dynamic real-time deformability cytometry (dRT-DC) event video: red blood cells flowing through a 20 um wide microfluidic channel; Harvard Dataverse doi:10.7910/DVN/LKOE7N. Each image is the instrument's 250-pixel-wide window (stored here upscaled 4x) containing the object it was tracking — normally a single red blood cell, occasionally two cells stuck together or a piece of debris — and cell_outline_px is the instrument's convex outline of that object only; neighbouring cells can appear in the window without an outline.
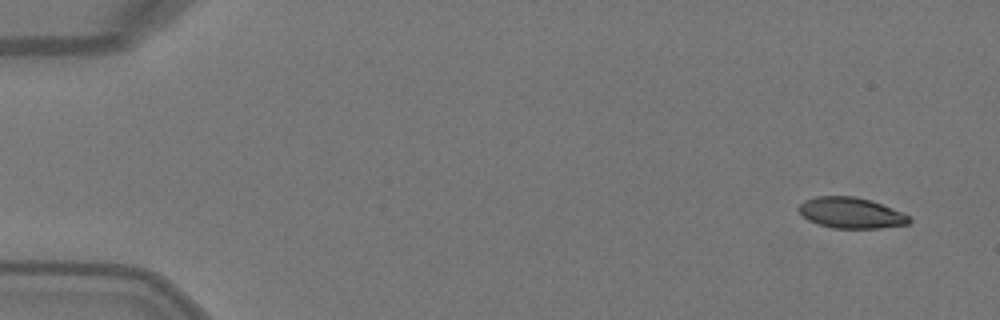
{"species": "Egyptian fruit bat (a non-hibernating species)", "species_latin": "Rousettus aegyptiacus", "temperature_condition": "warm", "stored_images_in_passage": 5, "camera_frame_rate_fps": 3000, "um_per_image_px": 0.085, "animal": {"sex": "female"}, "frame": {"image": 1, "passage_image": 1, "time_ms": 0.0, "image_size_px": [1000, 320], "cell_outline_px": [[912, 220], [908, 224], [880, 228], [832, 228], [808, 220], [796, 208], [804, 200], [816, 196], [856, 196], [872, 200], [912, 216]], "centroid_in_image_um": [72.36, 18.08], "position_along_channel_um": 12.6, "area_um2": 20.0}}
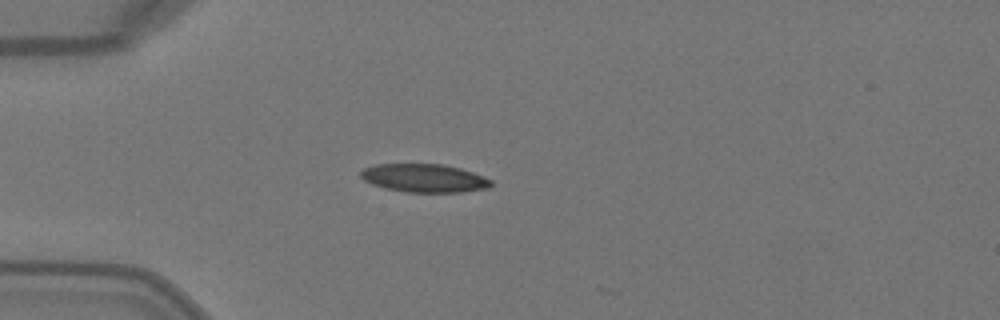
{"frame": {"image": 2, "passage_image": 4, "time_ms": 1.0, "image_size_px": [1000, 320], "cell_outline_px": [[492, 184], [488, 188], [460, 192], [404, 192], [384, 188], [372, 184], [364, 180], [360, 176], [360, 172], [364, 168], [376, 164], [444, 164], [460, 168], [484, 176], [492, 180]], "centroid_in_image_um": [36.05, 15.14], "position_along_channel_um": 48.9, "area_um2": 21.56}}